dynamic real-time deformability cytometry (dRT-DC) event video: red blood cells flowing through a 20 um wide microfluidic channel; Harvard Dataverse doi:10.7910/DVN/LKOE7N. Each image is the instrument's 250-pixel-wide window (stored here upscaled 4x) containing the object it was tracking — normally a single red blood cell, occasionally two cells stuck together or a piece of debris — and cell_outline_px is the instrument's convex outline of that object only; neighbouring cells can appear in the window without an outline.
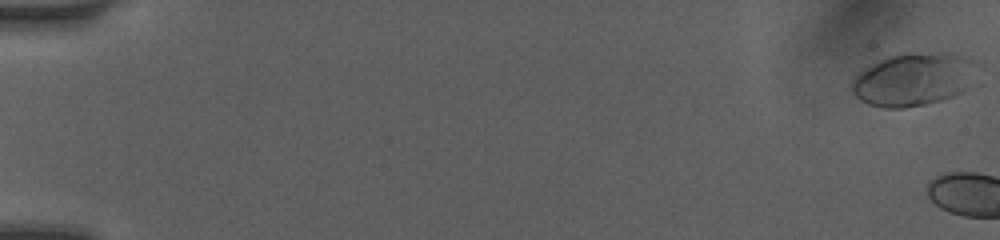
{"species": "human", "species_latin": "Homo sapiens", "temperature_condition": "room temperature", "stored_images_in_passage": 8, "camera_frame_rate_fps": 3000, "um_per_image_px": 0.085, "donor": {"sex": "female"}, "frame": {"image": 1, "passage_image": 1, "time_ms": 0.0, "image_size_px": [1000, 240], "cell_outline_px": [[980, 84], [956, 96], [944, 100], [928, 104], [904, 108], [884, 108], [868, 104], [860, 100], [848, 88], [848, 84], [864, 68], [888, 56], [900, 52], [952, 52], [964, 56], [972, 60], [976, 64]], "centroid_in_image_um": [77.75, 6.74], "position_along_channel_um": 7.2, "area_um2": 40.46}}